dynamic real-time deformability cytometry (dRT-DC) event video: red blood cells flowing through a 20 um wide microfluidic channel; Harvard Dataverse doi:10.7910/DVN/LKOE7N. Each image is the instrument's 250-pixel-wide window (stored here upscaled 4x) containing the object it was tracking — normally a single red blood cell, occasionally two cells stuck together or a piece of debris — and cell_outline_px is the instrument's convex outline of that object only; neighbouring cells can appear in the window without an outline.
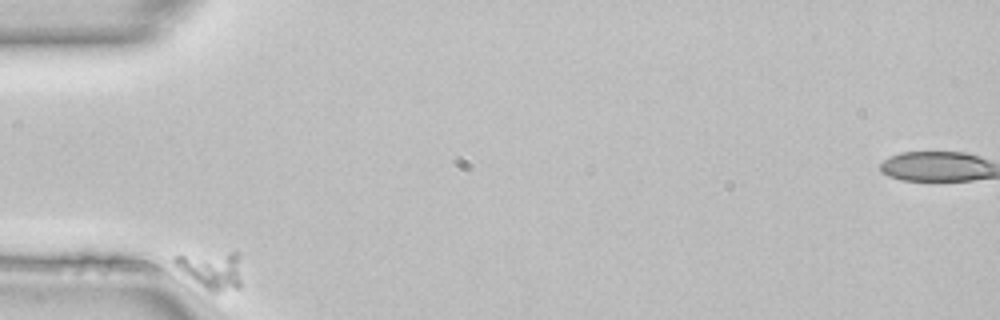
{"species": "common noctule bat (a hibernating species)", "species_latin": "Nyctalus noctula", "temperature_condition": "room temperature", "stored_images_in_passage": 37, "camera_frame_rate_fps": 3000, "um_per_image_px": 0.085, "animal": {"sex": "female", "body_mass_g": 22.7, "forearm_length_mm": 54.2}, "frame": {"image": 1, "passage_image": 1, "time_ms": 0.0, "image_size_px": [1000, 320], "cell_outline_px": [[240, 288], [216, 292], [208, 292], [184, 272], [172, 260], [172, 256], [232, 252], [240, 252]], "centroid_in_image_um": [18.05, 22.95], "position_along_channel_um": 67.0, "area_um2": 14.45}}
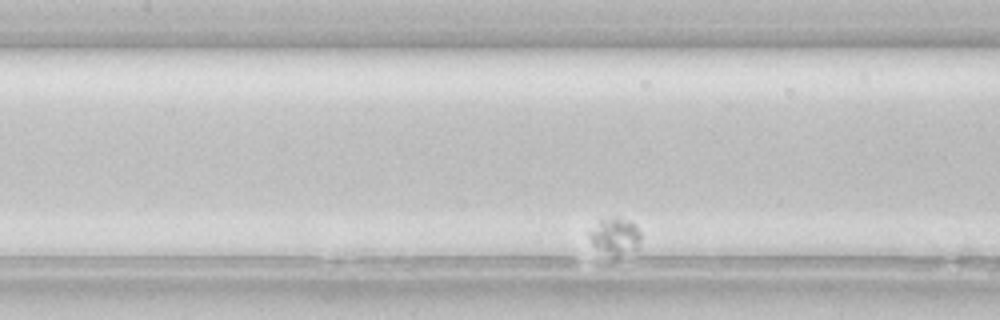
{"frame": {"image": 2, "passage_image": 13, "time_ms": 4.0, "image_size_px": [1000, 320], "cell_outline_px": [[640, 240], [636, 248], [616, 256], [592, 244], [588, 240], [588, 232], [600, 220], [612, 216], [616, 216], [628, 220], [640, 232]], "centroid_in_image_um": [52.25, 20.02], "position_along_channel_um": 155.2, "area_um2": 10.58}}
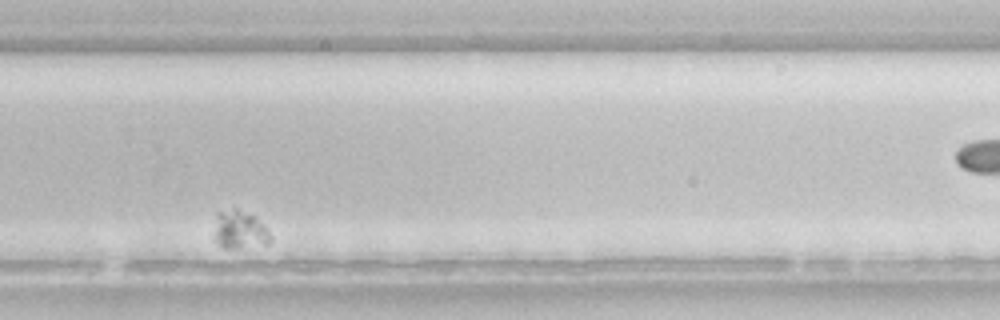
{"frame": {"image": 3, "passage_image": 30, "time_ms": 9.667, "image_size_px": [1000, 320], "cell_outline_px": [[272, 240], [268, 244], [236, 248], [224, 248], [216, 244], [212, 236], [216, 212], [236, 208], [256, 216], [268, 228], [272, 236]], "centroid_in_image_um": [20.36, 19.53], "position_along_channel_um": 309.4, "area_um2": 13.12}}